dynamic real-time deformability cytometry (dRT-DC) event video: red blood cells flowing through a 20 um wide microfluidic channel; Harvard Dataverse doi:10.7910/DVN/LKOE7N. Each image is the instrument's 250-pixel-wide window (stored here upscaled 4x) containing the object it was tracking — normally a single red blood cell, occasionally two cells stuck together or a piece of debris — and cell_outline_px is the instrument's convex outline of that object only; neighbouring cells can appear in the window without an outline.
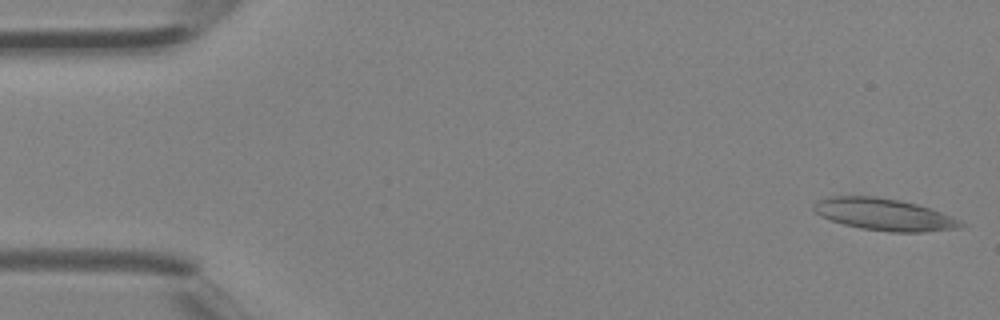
{"species": "Egyptian fruit bat (a non-hibernating species)", "species_latin": "Rousettus aegyptiacus", "temperature_condition": "room temperature", "stored_images_in_passage": 5, "camera_frame_rate_fps": 3000, "um_per_image_px": 0.085, "animal": {"sex": "female"}, "frame": {"image": 1, "passage_image": 1, "time_ms": 0.0, "image_size_px": [1000, 320], "cell_outline_px": [[968, 224], [960, 228], [924, 232], [892, 232], [860, 228], [844, 224], [820, 216], [812, 208], [812, 204], [816, 200], [832, 196], [876, 196], [900, 200], [916, 204], [952, 216]], "centroid_in_image_um": [75.15, 18.23], "position_along_channel_um": 9.8, "area_um2": 27.46}}
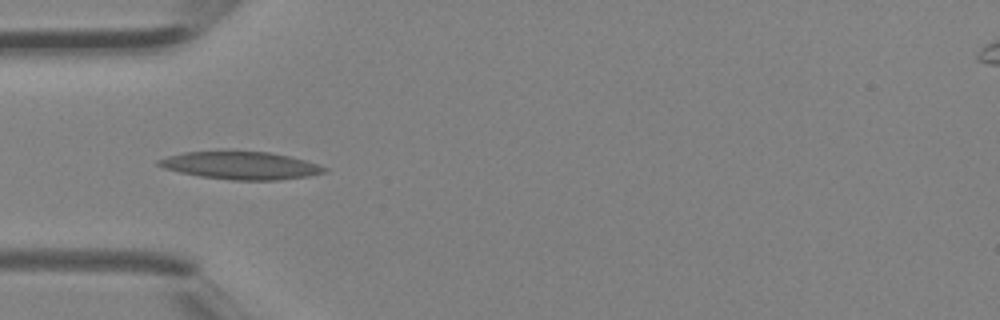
{"frame": {"image": 2, "passage_image": 4, "time_ms": 1.0, "image_size_px": [1000, 320], "cell_outline_px": [[328, 168], [324, 172], [308, 176], [276, 180], [232, 180], [200, 176], [180, 172], [164, 168], [156, 164], [156, 160], [168, 156], [184, 152], [268, 152], [288, 156], [320, 164]], "centroid_in_image_um": [20.46, 14.07], "position_along_channel_um": 64.5, "area_um2": 26.36}}
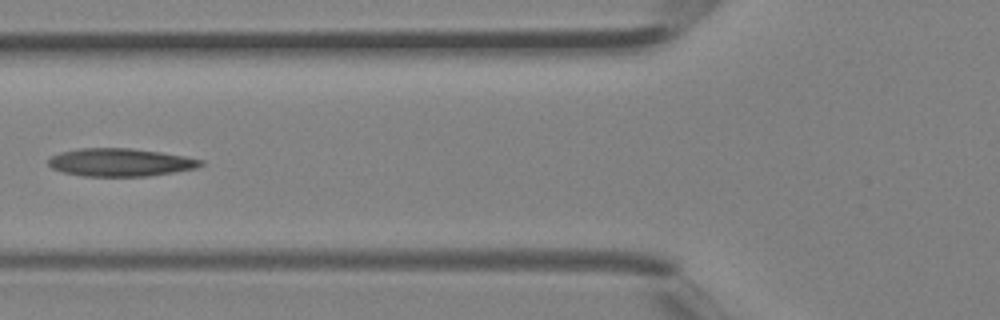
{"frame": {"image": 3, "passage_image": 5, "time_ms": 1.333, "image_size_px": [1000, 320], "cell_outline_px": [[204, 164], [196, 168], [148, 176], [84, 176], [64, 172], [52, 168], [48, 164], [48, 160], [52, 156], [60, 152], [80, 148], [132, 148], [160, 152], [184, 156], [204, 160]], "centroid_in_image_um": [10.23, 13.79], "position_along_channel_um": 115.6, "area_um2": 24.68}}